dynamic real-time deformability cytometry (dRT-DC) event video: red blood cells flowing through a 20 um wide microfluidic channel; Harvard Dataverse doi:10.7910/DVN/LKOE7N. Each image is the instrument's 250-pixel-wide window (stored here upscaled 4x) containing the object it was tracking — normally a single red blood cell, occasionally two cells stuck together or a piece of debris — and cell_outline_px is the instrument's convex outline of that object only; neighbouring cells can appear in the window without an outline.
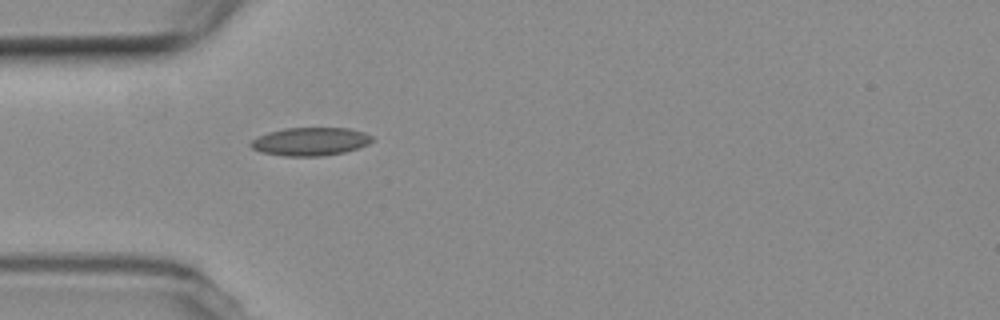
{"species": "common noctule bat (a hibernating species)", "species_latin": "Nyctalus noctula", "temperature_condition": "room temperature", "stored_images_in_passage": 1, "camera_frame_rate_fps": 3000, "um_per_image_px": 0.085, "animal": {"sex": "female", "body_mass_g": 19.3, "forearm_length_mm": 54.1}, "frame": {"image": 1, "passage_image": 1, "time_ms": 0.0, "image_size_px": [1000, 320], "cell_outline_px": [[372, 140], [368, 144], [344, 152], [320, 156], [284, 156], [260, 152], [252, 148], [248, 144], [252, 140], [268, 132], [284, 128], [348, 128], [364, 132], [372, 136]], "centroid_in_image_um": [26.35, 12.03], "position_along_channel_um": 58.7, "area_um2": 19.83}}